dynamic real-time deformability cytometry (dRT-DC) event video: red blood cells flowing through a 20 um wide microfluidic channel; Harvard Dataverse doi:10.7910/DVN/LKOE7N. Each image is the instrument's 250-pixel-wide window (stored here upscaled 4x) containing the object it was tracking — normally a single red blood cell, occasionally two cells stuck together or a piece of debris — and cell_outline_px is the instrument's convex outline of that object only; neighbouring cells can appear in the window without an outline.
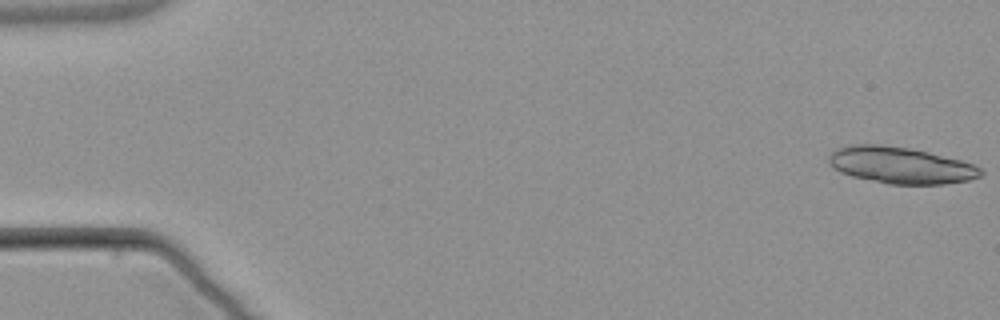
{"species": "common noctule bat (a hibernating species)", "species_latin": "Nyctalus noctula", "temperature_condition": "warm", "stored_images_in_passage": 6, "camera_frame_rate_fps": 3000, "um_per_image_px": 0.085, "animal": {"sex": "male", "body_mass_g": 21.5, "forearm_length_mm": 52.0}, "frame": {"image": 1, "passage_image": 1, "time_ms": 0.0, "image_size_px": [1000, 320], "cell_outline_px": [[984, 172], [980, 176], [968, 180], [944, 184], [888, 184], [852, 176], [840, 172], [832, 168], [828, 164], [828, 156], [832, 152], [840, 148], [852, 144], [880, 144], [908, 148], [928, 152], [960, 160], [972, 164], [980, 168]], "centroid_in_image_um": [76.52, 14.05], "position_along_channel_um": 8.5, "area_um2": 32.25}}
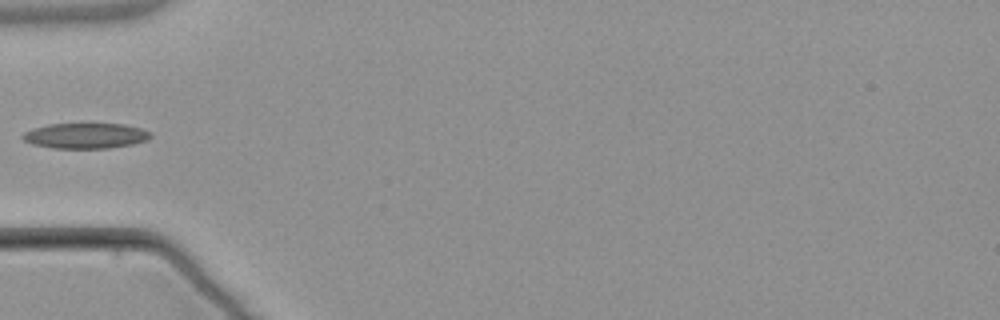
{"frame": {"image": 2, "passage_image": 6, "time_ms": 6.0, "image_size_px": [1000, 320], "cell_outline_px": [[152, 136], [148, 140], [132, 144], [108, 148], [52, 148], [32, 144], [24, 140], [20, 136], [24, 132], [48, 124], [124, 124], [140, 128], [152, 132]], "centroid_in_image_um": [7.29, 11.54], "position_along_channel_um": 77.7, "area_um2": 18.9}}